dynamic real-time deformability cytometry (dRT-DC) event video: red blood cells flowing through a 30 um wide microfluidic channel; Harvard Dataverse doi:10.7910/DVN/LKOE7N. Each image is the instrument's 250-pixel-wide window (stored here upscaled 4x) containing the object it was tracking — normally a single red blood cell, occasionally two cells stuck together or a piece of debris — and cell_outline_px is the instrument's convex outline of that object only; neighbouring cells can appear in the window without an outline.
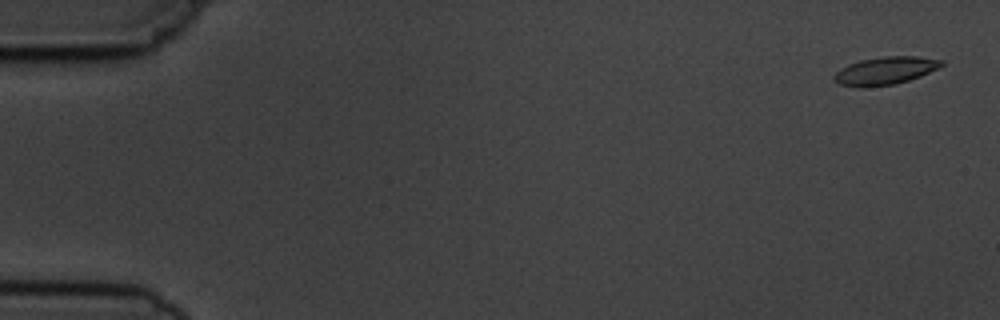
{"species": "common noctule bat (a hibernating species)", "species_latin": "Nyctalus noctula", "temperature_condition": "cold", "stored_images_in_passage": 10, "camera_frame_rate_fps": 3000, "um_per_image_px": 0.085, "animal": {"sex": "male", "body_mass_g": 19.5, "forearm_length_mm": 54.6}, "frame": {"image": 1, "passage_image": 1, "time_ms": 0.0, "image_size_px": [1000, 320], "cell_outline_px": [[944, 64], [920, 76], [896, 84], [864, 88], [856, 88], [840, 84], [832, 80], [832, 76], [840, 68], [848, 64], [860, 60], [884, 56], [916, 56], [944, 60]], "centroid_in_image_um": [75.18, 6.02], "position_along_channel_um": 9.8, "area_um2": 17.57}}
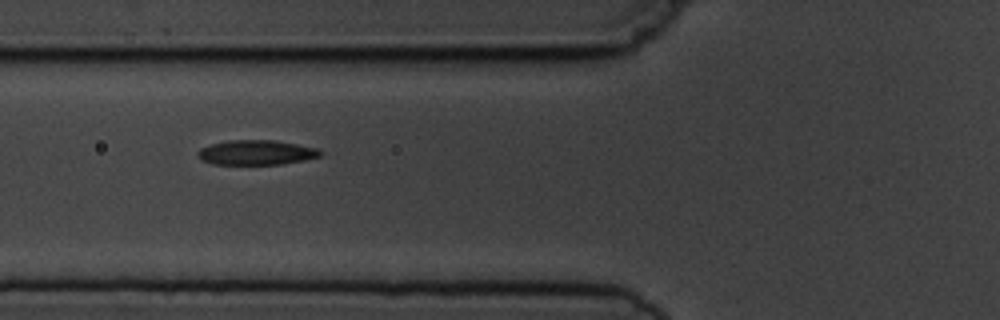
{"frame": {"image": 2, "passage_image": 6, "time_ms": 6.333, "image_size_px": [1000, 320], "cell_outline_px": [[324, 152], [320, 156], [304, 160], [280, 164], [212, 164], [196, 156], [196, 152], [200, 148], [212, 144], [228, 140], [276, 140], [316, 148]], "centroid_in_image_um": [21.77, 12.96], "position_along_channel_um": 104.0, "area_um2": 17.63}}
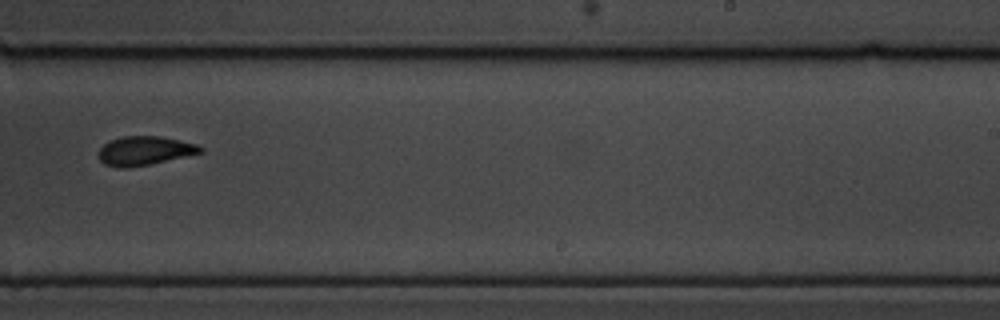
{"frame": {"image": 3, "passage_image": 10, "time_ms": 11.0, "image_size_px": [1000, 320], "cell_outline_px": [[204, 152], [152, 164], [128, 168], [120, 168], [104, 164], [100, 160], [96, 152], [108, 140], [124, 136], [160, 136], [180, 140], [196, 144], [204, 148]], "centroid_in_image_um": [12.27, 12.82], "position_along_channel_um": 276.7, "area_um2": 17.46}}